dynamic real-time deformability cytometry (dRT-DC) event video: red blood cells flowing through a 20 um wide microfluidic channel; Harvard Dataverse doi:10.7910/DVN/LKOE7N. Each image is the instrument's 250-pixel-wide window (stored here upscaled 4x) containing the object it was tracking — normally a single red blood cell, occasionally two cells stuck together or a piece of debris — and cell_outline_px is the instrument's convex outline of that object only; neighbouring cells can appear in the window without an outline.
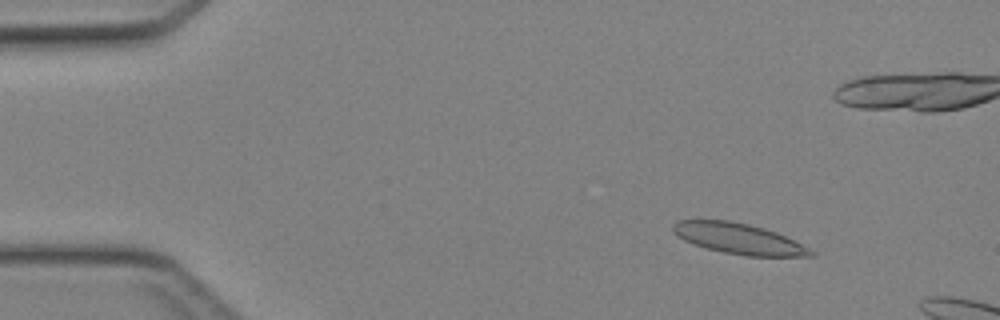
{"species": "Egyptian fruit bat (a non-hibernating species)", "species_latin": "Rousettus aegyptiacus", "temperature_condition": "cold", "stored_images_in_passage": 45, "camera_frame_rate_fps": 3000, "um_per_image_px": 0.085, "animal": {"sex": "female"}, "frame": {"image": 1, "passage_image": 6, "time_ms": 1.667, "image_size_px": [1000, 320], "cell_outline_px": [[816, 256], [744, 256], [704, 248], [692, 244], [676, 236], [672, 232], [672, 224], [676, 220], [728, 220], [748, 224], [764, 228], [776, 232], [816, 252]], "centroid_in_image_um": [62.73, 20.28], "position_along_channel_um": 22.3, "area_um2": 24.68}}
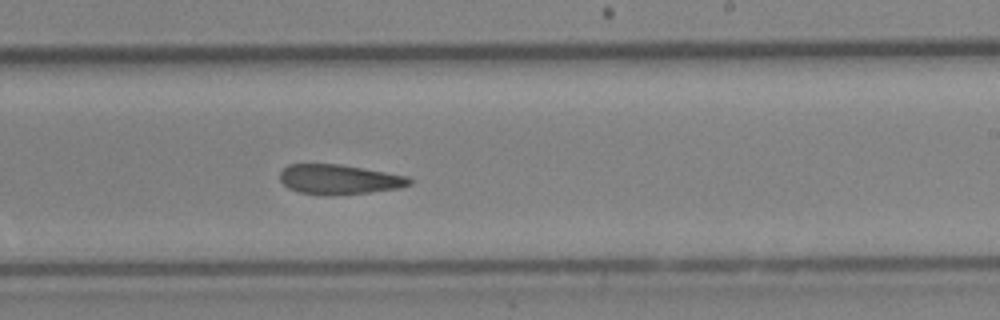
{"frame": {"image": 2, "passage_image": 28, "time_ms": 9.0, "image_size_px": [1000, 320], "cell_outline_px": [[412, 184], [400, 188], [368, 192], [324, 196], [320, 196], [300, 192], [288, 188], [280, 180], [280, 172], [288, 164], [340, 164], [408, 176], [412, 180]], "centroid_in_image_um": [28.82, 15.25], "position_along_channel_um": 260.2, "area_um2": 22.54}}
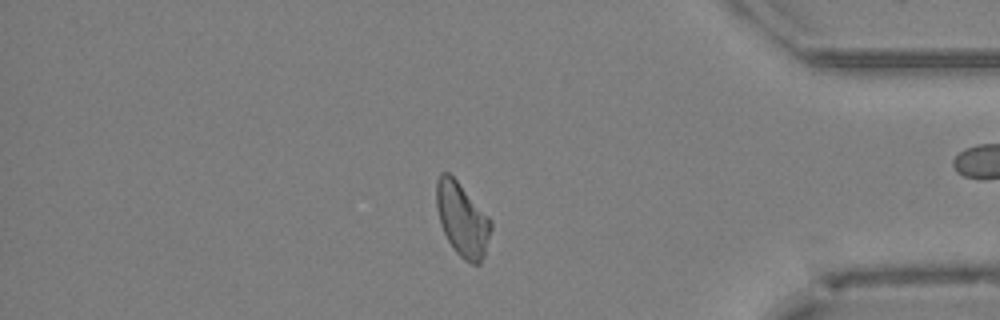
{"frame": {"image": 3, "passage_image": 39, "time_ms": 12.667, "image_size_px": [1000, 320], "cell_outline_px": [[492, 228], [484, 256], [480, 264], [472, 264], [464, 260], [452, 248], [440, 224], [436, 208], [436, 180], [440, 172], [448, 172], [456, 180], [492, 220]], "centroid_in_image_um": [39.28, 18.66], "position_along_channel_um": 395.9, "area_um2": 23.41}}